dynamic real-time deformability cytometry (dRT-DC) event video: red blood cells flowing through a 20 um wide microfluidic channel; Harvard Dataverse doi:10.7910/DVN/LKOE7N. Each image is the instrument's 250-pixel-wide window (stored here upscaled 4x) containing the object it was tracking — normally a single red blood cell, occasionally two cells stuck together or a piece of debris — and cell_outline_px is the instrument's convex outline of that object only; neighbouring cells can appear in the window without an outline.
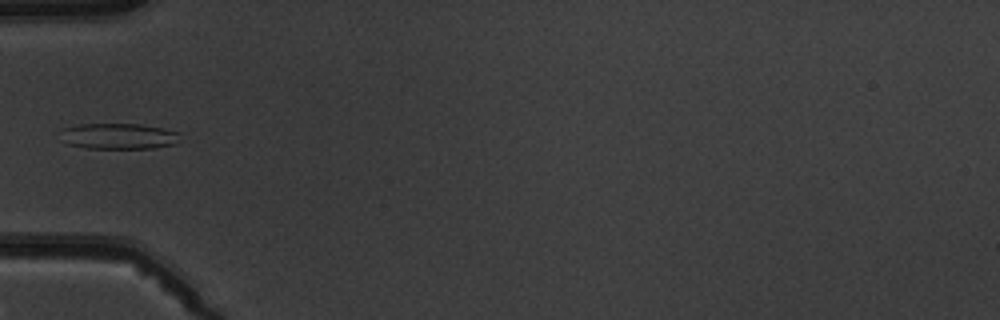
{"species": "common noctule bat (a hibernating species)", "species_latin": "Nyctalus noctula", "temperature_condition": "warm", "stored_images_in_passage": 5, "camera_frame_rate_fps": 3000, "um_per_image_px": 0.085, "animal": {"sex": "male", "body_mass_g": 19.5, "forearm_length_mm": 54.6}, "frame": {"image": 1, "passage_image": 5, "time_ms": 4.667, "image_size_px": [1000, 320], "cell_outline_px": [[180, 132], [176, 144], [152, 148], [88, 148], [68, 144], [60, 140], [64, 128], [80, 124], [140, 124], [164, 128]], "centroid_in_image_um": [10.1, 11.57], "position_along_channel_um": 74.9, "area_um2": 17.98}}